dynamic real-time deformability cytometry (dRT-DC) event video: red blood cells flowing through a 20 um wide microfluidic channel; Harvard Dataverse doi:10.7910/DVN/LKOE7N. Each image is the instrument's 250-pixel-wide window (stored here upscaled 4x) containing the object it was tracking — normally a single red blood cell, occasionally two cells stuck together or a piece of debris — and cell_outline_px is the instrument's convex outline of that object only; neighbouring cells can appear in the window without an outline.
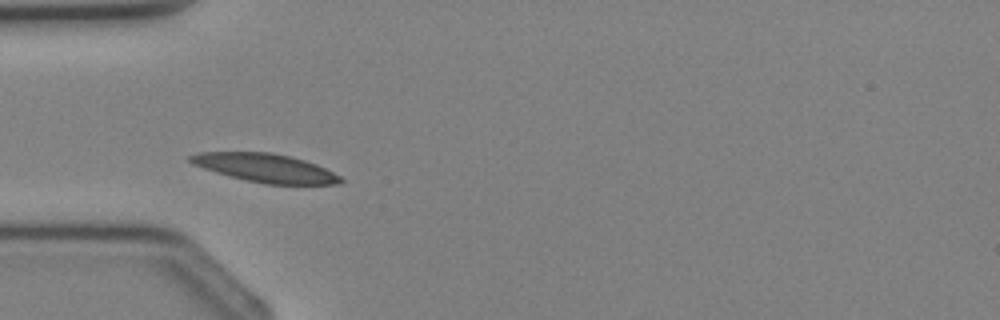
{"species": "Egyptian fruit bat (a non-hibernating species)", "species_latin": "Rousettus aegyptiacus", "temperature_condition": "cold", "stored_images_in_passage": 2, "camera_frame_rate_fps": 3000, "um_per_image_px": 0.085, "animal": {"sex": "female"}, "frame": {"image": 1, "passage_image": 2, "time_ms": 1.0, "image_size_px": [1000, 320], "cell_outline_px": [[344, 180], [340, 184], [264, 184], [216, 172], [192, 164], [188, 160], [188, 156], [196, 152], [272, 152], [304, 160], [316, 164], [340, 176]], "centroid_in_image_um": [22.54, 14.27], "position_along_channel_um": 62.5, "area_um2": 24.74}}